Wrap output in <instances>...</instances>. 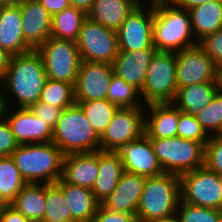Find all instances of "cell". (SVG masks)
I'll return each mask as SVG.
<instances>
[{
  "instance_id": "27",
  "label": "cell",
  "mask_w": 222,
  "mask_h": 222,
  "mask_svg": "<svg viewBox=\"0 0 222 222\" xmlns=\"http://www.w3.org/2000/svg\"><path fill=\"white\" fill-rule=\"evenodd\" d=\"M197 42L222 29V0H214L188 10Z\"/></svg>"
},
{
  "instance_id": "8",
  "label": "cell",
  "mask_w": 222,
  "mask_h": 222,
  "mask_svg": "<svg viewBox=\"0 0 222 222\" xmlns=\"http://www.w3.org/2000/svg\"><path fill=\"white\" fill-rule=\"evenodd\" d=\"M36 51L42 57L48 79L75 85L81 62L76 41L49 37Z\"/></svg>"
},
{
  "instance_id": "11",
  "label": "cell",
  "mask_w": 222,
  "mask_h": 222,
  "mask_svg": "<svg viewBox=\"0 0 222 222\" xmlns=\"http://www.w3.org/2000/svg\"><path fill=\"white\" fill-rule=\"evenodd\" d=\"M144 107L118 108L100 136V150L118 152L144 134Z\"/></svg>"
},
{
  "instance_id": "46",
  "label": "cell",
  "mask_w": 222,
  "mask_h": 222,
  "mask_svg": "<svg viewBox=\"0 0 222 222\" xmlns=\"http://www.w3.org/2000/svg\"><path fill=\"white\" fill-rule=\"evenodd\" d=\"M12 55L0 47V80L7 71Z\"/></svg>"
},
{
  "instance_id": "30",
  "label": "cell",
  "mask_w": 222,
  "mask_h": 222,
  "mask_svg": "<svg viewBox=\"0 0 222 222\" xmlns=\"http://www.w3.org/2000/svg\"><path fill=\"white\" fill-rule=\"evenodd\" d=\"M27 183L11 156L0 157V201L10 205Z\"/></svg>"
},
{
  "instance_id": "5",
  "label": "cell",
  "mask_w": 222,
  "mask_h": 222,
  "mask_svg": "<svg viewBox=\"0 0 222 222\" xmlns=\"http://www.w3.org/2000/svg\"><path fill=\"white\" fill-rule=\"evenodd\" d=\"M52 142L65 155L100 150V137L76 103L62 110L52 130Z\"/></svg>"
},
{
  "instance_id": "6",
  "label": "cell",
  "mask_w": 222,
  "mask_h": 222,
  "mask_svg": "<svg viewBox=\"0 0 222 222\" xmlns=\"http://www.w3.org/2000/svg\"><path fill=\"white\" fill-rule=\"evenodd\" d=\"M165 173L182 175L204 166L205 146L181 137L149 138Z\"/></svg>"
},
{
  "instance_id": "41",
  "label": "cell",
  "mask_w": 222,
  "mask_h": 222,
  "mask_svg": "<svg viewBox=\"0 0 222 222\" xmlns=\"http://www.w3.org/2000/svg\"><path fill=\"white\" fill-rule=\"evenodd\" d=\"M19 146L10 125L5 118L0 119V157L11 156Z\"/></svg>"
},
{
  "instance_id": "1",
  "label": "cell",
  "mask_w": 222,
  "mask_h": 222,
  "mask_svg": "<svg viewBox=\"0 0 222 222\" xmlns=\"http://www.w3.org/2000/svg\"><path fill=\"white\" fill-rule=\"evenodd\" d=\"M47 75L42 57L36 50L12 56L0 84L15 98L18 108H30L39 101ZM2 82V83H1Z\"/></svg>"
},
{
  "instance_id": "20",
  "label": "cell",
  "mask_w": 222,
  "mask_h": 222,
  "mask_svg": "<svg viewBox=\"0 0 222 222\" xmlns=\"http://www.w3.org/2000/svg\"><path fill=\"white\" fill-rule=\"evenodd\" d=\"M145 107L147 108H144L146 111L144 113V133L149 138L177 137L180 115L178 107L172 102L150 103Z\"/></svg>"
},
{
  "instance_id": "14",
  "label": "cell",
  "mask_w": 222,
  "mask_h": 222,
  "mask_svg": "<svg viewBox=\"0 0 222 222\" xmlns=\"http://www.w3.org/2000/svg\"><path fill=\"white\" fill-rule=\"evenodd\" d=\"M114 74V67L111 64L81 60L74 85L75 102L107 99Z\"/></svg>"
},
{
  "instance_id": "39",
  "label": "cell",
  "mask_w": 222,
  "mask_h": 222,
  "mask_svg": "<svg viewBox=\"0 0 222 222\" xmlns=\"http://www.w3.org/2000/svg\"><path fill=\"white\" fill-rule=\"evenodd\" d=\"M198 45L213 60L219 70L222 69V29L207 35Z\"/></svg>"
},
{
  "instance_id": "44",
  "label": "cell",
  "mask_w": 222,
  "mask_h": 222,
  "mask_svg": "<svg viewBox=\"0 0 222 222\" xmlns=\"http://www.w3.org/2000/svg\"><path fill=\"white\" fill-rule=\"evenodd\" d=\"M38 1L51 16L71 6L69 0H38Z\"/></svg>"
},
{
  "instance_id": "4",
  "label": "cell",
  "mask_w": 222,
  "mask_h": 222,
  "mask_svg": "<svg viewBox=\"0 0 222 222\" xmlns=\"http://www.w3.org/2000/svg\"><path fill=\"white\" fill-rule=\"evenodd\" d=\"M180 200L178 175L164 172L146 178L136 212L139 222H151L176 215Z\"/></svg>"
},
{
  "instance_id": "37",
  "label": "cell",
  "mask_w": 222,
  "mask_h": 222,
  "mask_svg": "<svg viewBox=\"0 0 222 222\" xmlns=\"http://www.w3.org/2000/svg\"><path fill=\"white\" fill-rule=\"evenodd\" d=\"M177 136L187 140L200 142L204 146L210 138V136L204 131L200 123L197 121L196 116L182 112L181 110L179 115Z\"/></svg>"
},
{
  "instance_id": "2",
  "label": "cell",
  "mask_w": 222,
  "mask_h": 222,
  "mask_svg": "<svg viewBox=\"0 0 222 222\" xmlns=\"http://www.w3.org/2000/svg\"><path fill=\"white\" fill-rule=\"evenodd\" d=\"M197 44L188 10L172 2L154 3L153 46L158 52L178 53Z\"/></svg>"
},
{
  "instance_id": "40",
  "label": "cell",
  "mask_w": 222,
  "mask_h": 222,
  "mask_svg": "<svg viewBox=\"0 0 222 222\" xmlns=\"http://www.w3.org/2000/svg\"><path fill=\"white\" fill-rule=\"evenodd\" d=\"M30 109L36 117L45 122L52 130L54 129L62 112L61 108L54 107L47 103H42L41 101L33 104Z\"/></svg>"
},
{
  "instance_id": "54",
  "label": "cell",
  "mask_w": 222,
  "mask_h": 222,
  "mask_svg": "<svg viewBox=\"0 0 222 222\" xmlns=\"http://www.w3.org/2000/svg\"><path fill=\"white\" fill-rule=\"evenodd\" d=\"M3 206H4V204L0 201V213H1Z\"/></svg>"
},
{
  "instance_id": "10",
  "label": "cell",
  "mask_w": 222,
  "mask_h": 222,
  "mask_svg": "<svg viewBox=\"0 0 222 222\" xmlns=\"http://www.w3.org/2000/svg\"><path fill=\"white\" fill-rule=\"evenodd\" d=\"M181 201L222 210L220 176L205 166L179 176Z\"/></svg>"
},
{
  "instance_id": "53",
  "label": "cell",
  "mask_w": 222,
  "mask_h": 222,
  "mask_svg": "<svg viewBox=\"0 0 222 222\" xmlns=\"http://www.w3.org/2000/svg\"><path fill=\"white\" fill-rule=\"evenodd\" d=\"M139 4H144L145 3H148L147 1L150 2V0H136Z\"/></svg>"
},
{
  "instance_id": "7",
  "label": "cell",
  "mask_w": 222,
  "mask_h": 222,
  "mask_svg": "<svg viewBox=\"0 0 222 222\" xmlns=\"http://www.w3.org/2000/svg\"><path fill=\"white\" fill-rule=\"evenodd\" d=\"M177 90L176 53L157 52L148 66L141 101L144 105L172 102Z\"/></svg>"
},
{
  "instance_id": "13",
  "label": "cell",
  "mask_w": 222,
  "mask_h": 222,
  "mask_svg": "<svg viewBox=\"0 0 222 222\" xmlns=\"http://www.w3.org/2000/svg\"><path fill=\"white\" fill-rule=\"evenodd\" d=\"M177 86L202 82H220V70L197 44L176 53Z\"/></svg>"
},
{
  "instance_id": "19",
  "label": "cell",
  "mask_w": 222,
  "mask_h": 222,
  "mask_svg": "<svg viewBox=\"0 0 222 222\" xmlns=\"http://www.w3.org/2000/svg\"><path fill=\"white\" fill-rule=\"evenodd\" d=\"M157 52L156 48L119 52L113 62L115 75L141 92L148 66Z\"/></svg>"
},
{
  "instance_id": "3",
  "label": "cell",
  "mask_w": 222,
  "mask_h": 222,
  "mask_svg": "<svg viewBox=\"0 0 222 222\" xmlns=\"http://www.w3.org/2000/svg\"><path fill=\"white\" fill-rule=\"evenodd\" d=\"M64 156L53 142L20 144L11 155L26 183L46 184L61 178Z\"/></svg>"
},
{
  "instance_id": "22",
  "label": "cell",
  "mask_w": 222,
  "mask_h": 222,
  "mask_svg": "<svg viewBox=\"0 0 222 222\" xmlns=\"http://www.w3.org/2000/svg\"><path fill=\"white\" fill-rule=\"evenodd\" d=\"M0 47L12 56L34 50L23 37L19 3L0 7Z\"/></svg>"
},
{
  "instance_id": "21",
  "label": "cell",
  "mask_w": 222,
  "mask_h": 222,
  "mask_svg": "<svg viewBox=\"0 0 222 222\" xmlns=\"http://www.w3.org/2000/svg\"><path fill=\"white\" fill-rule=\"evenodd\" d=\"M98 175V151L66 154L61 179L73 185L92 190Z\"/></svg>"
},
{
  "instance_id": "31",
  "label": "cell",
  "mask_w": 222,
  "mask_h": 222,
  "mask_svg": "<svg viewBox=\"0 0 222 222\" xmlns=\"http://www.w3.org/2000/svg\"><path fill=\"white\" fill-rule=\"evenodd\" d=\"M41 222H75L67 199L56 183H45V207Z\"/></svg>"
},
{
  "instance_id": "45",
  "label": "cell",
  "mask_w": 222,
  "mask_h": 222,
  "mask_svg": "<svg viewBox=\"0 0 222 222\" xmlns=\"http://www.w3.org/2000/svg\"><path fill=\"white\" fill-rule=\"evenodd\" d=\"M210 1L214 0H172L171 2L177 7L189 10Z\"/></svg>"
},
{
  "instance_id": "35",
  "label": "cell",
  "mask_w": 222,
  "mask_h": 222,
  "mask_svg": "<svg viewBox=\"0 0 222 222\" xmlns=\"http://www.w3.org/2000/svg\"><path fill=\"white\" fill-rule=\"evenodd\" d=\"M195 116L209 136L218 135L222 128V89H220L213 100Z\"/></svg>"
},
{
  "instance_id": "18",
  "label": "cell",
  "mask_w": 222,
  "mask_h": 222,
  "mask_svg": "<svg viewBox=\"0 0 222 222\" xmlns=\"http://www.w3.org/2000/svg\"><path fill=\"white\" fill-rule=\"evenodd\" d=\"M146 177L124 171L117 187L101 205L111 211L136 214Z\"/></svg>"
},
{
  "instance_id": "12",
  "label": "cell",
  "mask_w": 222,
  "mask_h": 222,
  "mask_svg": "<svg viewBox=\"0 0 222 222\" xmlns=\"http://www.w3.org/2000/svg\"><path fill=\"white\" fill-rule=\"evenodd\" d=\"M153 20L154 3L139 4L117 30L119 52L155 48Z\"/></svg>"
},
{
  "instance_id": "25",
  "label": "cell",
  "mask_w": 222,
  "mask_h": 222,
  "mask_svg": "<svg viewBox=\"0 0 222 222\" xmlns=\"http://www.w3.org/2000/svg\"><path fill=\"white\" fill-rule=\"evenodd\" d=\"M221 89L220 82H202L178 88L172 103L182 112L196 115Z\"/></svg>"
},
{
  "instance_id": "50",
  "label": "cell",
  "mask_w": 222,
  "mask_h": 222,
  "mask_svg": "<svg viewBox=\"0 0 222 222\" xmlns=\"http://www.w3.org/2000/svg\"><path fill=\"white\" fill-rule=\"evenodd\" d=\"M20 0H0V7L18 4Z\"/></svg>"
},
{
  "instance_id": "32",
  "label": "cell",
  "mask_w": 222,
  "mask_h": 222,
  "mask_svg": "<svg viewBox=\"0 0 222 222\" xmlns=\"http://www.w3.org/2000/svg\"><path fill=\"white\" fill-rule=\"evenodd\" d=\"M75 103L82 108L87 120L90 122L99 137L102 135L119 108L108 99L82 101Z\"/></svg>"
},
{
  "instance_id": "38",
  "label": "cell",
  "mask_w": 222,
  "mask_h": 222,
  "mask_svg": "<svg viewBox=\"0 0 222 222\" xmlns=\"http://www.w3.org/2000/svg\"><path fill=\"white\" fill-rule=\"evenodd\" d=\"M204 166L222 176V136H210L205 145Z\"/></svg>"
},
{
  "instance_id": "9",
  "label": "cell",
  "mask_w": 222,
  "mask_h": 222,
  "mask_svg": "<svg viewBox=\"0 0 222 222\" xmlns=\"http://www.w3.org/2000/svg\"><path fill=\"white\" fill-rule=\"evenodd\" d=\"M76 45L81 60L113 65L119 53L117 31L86 19L81 27Z\"/></svg>"
},
{
  "instance_id": "28",
  "label": "cell",
  "mask_w": 222,
  "mask_h": 222,
  "mask_svg": "<svg viewBox=\"0 0 222 222\" xmlns=\"http://www.w3.org/2000/svg\"><path fill=\"white\" fill-rule=\"evenodd\" d=\"M10 205L32 222H41L45 207V183H27Z\"/></svg>"
},
{
  "instance_id": "42",
  "label": "cell",
  "mask_w": 222,
  "mask_h": 222,
  "mask_svg": "<svg viewBox=\"0 0 222 222\" xmlns=\"http://www.w3.org/2000/svg\"><path fill=\"white\" fill-rule=\"evenodd\" d=\"M91 222H139V220L136 214L111 211L100 204Z\"/></svg>"
},
{
  "instance_id": "16",
  "label": "cell",
  "mask_w": 222,
  "mask_h": 222,
  "mask_svg": "<svg viewBox=\"0 0 222 222\" xmlns=\"http://www.w3.org/2000/svg\"><path fill=\"white\" fill-rule=\"evenodd\" d=\"M14 108L10 111V107H6L4 118L19 145L52 142V129L36 117L30 108Z\"/></svg>"
},
{
  "instance_id": "23",
  "label": "cell",
  "mask_w": 222,
  "mask_h": 222,
  "mask_svg": "<svg viewBox=\"0 0 222 222\" xmlns=\"http://www.w3.org/2000/svg\"><path fill=\"white\" fill-rule=\"evenodd\" d=\"M124 172L118 152L98 151V175L92 186V192L101 203L117 187Z\"/></svg>"
},
{
  "instance_id": "49",
  "label": "cell",
  "mask_w": 222,
  "mask_h": 222,
  "mask_svg": "<svg viewBox=\"0 0 222 222\" xmlns=\"http://www.w3.org/2000/svg\"><path fill=\"white\" fill-rule=\"evenodd\" d=\"M151 222H178V219L176 215H173L167 218H162V219L154 220Z\"/></svg>"
},
{
  "instance_id": "24",
  "label": "cell",
  "mask_w": 222,
  "mask_h": 222,
  "mask_svg": "<svg viewBox=\"0 0 222 222\" xmlns=\"http://www.w3.org/2000/svg\"><path fill=\"white\" fill-rule=\"evenodd\" d=\"M138 5L136 0H94L87 18L117 31Z\"/></svg>"
},
{
  "instance_id": "51",
  "label": "cell",
  "mask_w": 222,
  "mask_h": 222,
  "mask_svg": "<svg viewBox=\"0 0 222 222\" xmlns=\"http://www.w3.org/2000/svg\"><path fill=\"white\" fill-rule=\"evenodd\" d=\"M172 0H150V3H157V2H171Z\"/></svg>"
},
{
  "instance_id": "17",
  "label": "cell",
  "mask_w": 222,
  "mask_h": 222,
  "mask_svg": "<svg viewBox=\"0 0 222 222\" xmlns=\"http://www.w3.org/2000/svg\"><path fill=\"white\" fill-rule=\"evenodd\" d=\"M24 40L36 50L51 37L52 16L38 0H20Z\"/></svg>"
},
{
  "instance_id": "43",
  "label": "cell",
  "mask_w": 222,
  "mask_h": 222,
  "mask_svg": "<svg viewBox=\"0 0 222 222\" xmlns=\"http://www.w3.org/2000/svg\"><path fill=\"white\" fill-rule=\"evenodd\" d=\"M0 222H32L11 205H4L0 213Z\"/></svg>"
},
{
  "instance_id": "47",
  "label": "cell",
  "mask_w": 222,
  "mask_h": 222,
  "mask_svg": "<svg viewBox=\"0 0 222 222\" xmlns=\"http://www.w3.org/2000/svg\"><path fill=\"white\" fill-rule=\"evenodd\" d=\"M69 2L72 7H75L87 14L91 9L94 0H69Z\"/></svg>"
},
{
  "instance_id": "48",
  "label": "cell",
  "mask_w": 222,
  "mask_h": 222,
  "mask_svg": "<svg viewBox=\"0 0 222 222\" xmlns=\"http://www.w3.org/2000/svg\"><path fill=\"white\" fill-rule=\"evenodd\" d=\"M0 119H3L4 118V114H5V110H6V107H12L10 106L9 104L11 103V101H13L12 99L11 100H7L6 96L7 94H5L3 92V86L0 84ZM2 90V92H1ZM9 101V103H8Z\"/></svg>"
},
{
  "instance_id": "33",
  "label": "cell",
  "mask_w": 222,
  "mask_h": 222,
  "mask_svg": "<svg viewBox=\"0 0 222 222\" xmlns=\"http://www.w3.org/2000/svg\"><path fill=\"white\" fill-rule=\"evenodd\" d=\"M39 101L64 110L75 104L74 85L47 78Z\"/></svg>"
},
{
  "instance_id": "29",
  "label": "cell",
  "mask_w": 222,
  "mask_h": 222,
  "mask_svg": "<svg viewBox=\"0 0 222 222\" xmlns=\"http://www.w3.org/2000/svg\"><path fill=\"white\" fill-rule=\"evenodd\" d=\"M87 14L70 6L52 15L51 37L76 41Z\"/></svg>"
},
{
  "instance_id": "15",
  "label": "cell",
  "mask_w": 222,
  "mask_h": 222,
  "mask_svg": "<svg viewBox=\"0 0 222 222\" xmlns=\"http://www.w3.org/2000/svg\"><path fill=\"white\" fill-rule=\"evenodd\" d=\"M120 154L124 171L148 177L164 173L154 153L149 137L144 133L140 138L123 146Z\"/></svg>"
},
{
  "instance_id": "52",
  "label": "cell",
  "mask_w": 222,
  "mask_h": 222,
  "mask_svg": "<svg viewBox=\"0 0 222 222\" xmlns=\"http://www.w3.org/2000/svg\"><path fill=\"white\" fill-rule=\"evenodd\" d=\"M219 80H220V86H221V89H222V69L220 70Z\"/></svg>"
},
{
  "instance_id": "36",
  "label": "cell",
  "mask_w": 222,
  "mask_h": 222,
  "mask_svg": "<svg viewBox=\"0 0 222 222\" xmlns=\"http://www.w3.org/2000/svg\"><path fill=\"white\" fill-rule=\"evenodd\" d=\"M176 216L178 222H222V210L195 206L181 200Z\"/></svg>"
},
{
  "instance_id": "56",
  "label": "cell",
  "mask_w": 222,
  "mask_h": 222,
  "mask_svg": "<svg viewBox=\"0 0 222 222\" xmlns=\"http://www.w3.org/2000/svg\"><path fill=\"white\" fill-rule=\"evenodd\" d=\"M218 135L222 136V128H221V130H220V132H219V134H218Z\"/></svg>"
},
{
  "instance_id": "55",
  "label": "cell",
  "mask_w": 222,
  "mask_h": 222,
  "mask_svg": "<svg viewBox=\"0 0 222 222\" xmlns=\"http://www.w3.org/2000/svg\"><path fill=\"white\" fill-rule=\"evenodd\" d=\"M220 182H221V192H222V176H220Z\"/></svg>"
},
{
  "instance_id": "34",
  "label": "cell",
  "mask_w": 222,
  "mask_h": 222,
  "mask_svg": "<svg viewBox=\"0 0 222 222\" xmlns=\"http://www.w3.org/2000/svg\"><path fill=\"white\" fill-rule=\"evenodd\" d=\"M107 99L119 108L145 107L140 101V92L115 74L108 88Z\"/></svg>"
},
{
  "instance_id": "26",
  "label": "cell",
  "mask_w": 222,
  "mask_h": 222,
  "mask_svg": "<svg viewBox=\"0 0 222 222\" xmlns=\"http://www.w3.org/2000/svg\"><path fill=\"white\" fill-rule=\"evenodd\" d=\"M55 183L67 199L72 219L75 222H91L101 204L92 190L68 184L61 178Z\"/></svg>"
}]
</instances>
